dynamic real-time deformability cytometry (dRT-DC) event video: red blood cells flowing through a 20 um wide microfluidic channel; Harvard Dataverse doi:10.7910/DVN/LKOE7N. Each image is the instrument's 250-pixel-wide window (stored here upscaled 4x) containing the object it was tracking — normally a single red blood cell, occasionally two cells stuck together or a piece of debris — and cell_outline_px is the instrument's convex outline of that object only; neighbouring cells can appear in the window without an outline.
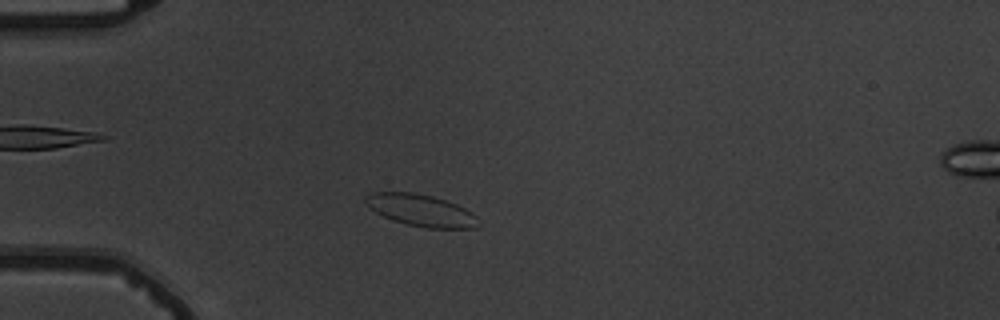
{"species": "common noctule bat (a hibernating species)", "species_latin": "Nyctalus noctula", "temperature_condition": "warm", "stored_images_in_passage": 50, "camera_frame_rate_fps": 3000, "um_per_image_px": 0.085, "animal": {"sex": "male", "body_mass_g": 19.5, "forearm_length_mm": 54.6}, "frame": {"image": 1, "passage_image": 10, "time_ms": 3.0, "image_size_px": [1000, 320], "cell_outline_px": [[476, 228], [424, 228], [392, 220], [376, 212], [364, 200], [372, 192], [416, 192], [432, 196], [456, 204], [472, 212], [476, 216]], "centroid_in_image_um": [35.79, 17.87], "position_along_channel_um": 49.2, "area_um2": 20.58}}
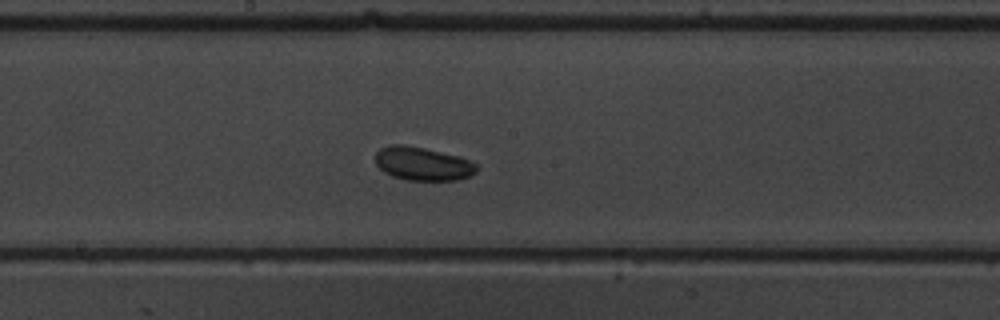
{"frame": {"image": 2, "passage_image": 25, "time_ms": 8.0, "image_size_px": [1000, 320], "cell_outline_px": [[476, 172], [472, 176], [456, 180], [404, 180], [392, 176], [384, 172], [376, 164], [376, 152], [380, 148], [388, 144], [404, 144], [424, 148], [460, 156], [476, 164]], "centroid_in_image_um": [35.91, 13.91], "position_along_channel_um": 212.3, "area_um2": 19.88}}
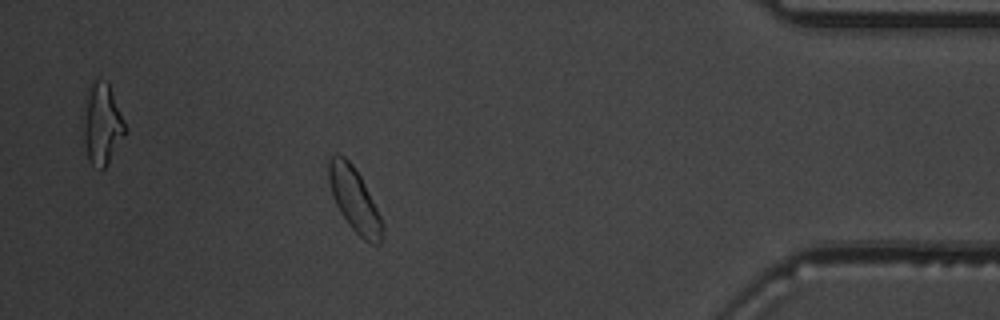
{"frame": {"image": 3, "passage_image": 44, "time_ms": 14.333, "image_size_px": [1000, 320], "cell_outline_px": [[384, 232], [380, 244], [372, 244], [364, 240], [352, 228], [340, 212], [336, 204], [328, 180], [328, 160], [336, 152], [344, 156], [352, 164], [360, 176], [384, 224]], "centroid_in_image_um": [30.12, 16.98], "position_along_channel_um": 405.1, "area_um2": 19.77}, "authors_computed_cell_mechanics": {"area_um2": 19.7676, "velocity_mm_per_s": 3.6558, "shape_relaxation_time_tau1_ms": 7.3352, "shape_relaxation_time_tau2_ms": null, "deformation_change_tau1": 0.1579, "deformation_change_tau2": null}}